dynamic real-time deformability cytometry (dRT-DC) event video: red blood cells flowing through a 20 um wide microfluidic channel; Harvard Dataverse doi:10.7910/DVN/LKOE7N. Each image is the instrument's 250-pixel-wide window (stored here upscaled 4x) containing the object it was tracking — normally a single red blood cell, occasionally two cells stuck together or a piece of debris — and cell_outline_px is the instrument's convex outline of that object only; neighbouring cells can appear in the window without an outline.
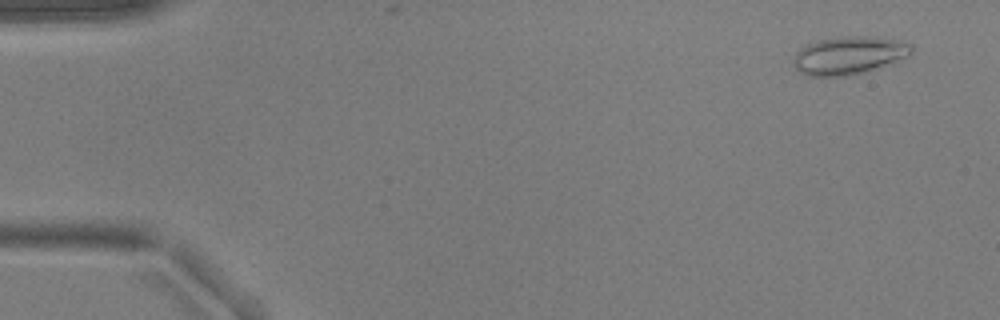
{"species": "common noctule bat (a hibernating species)", "species_latin": "Nyctalus noctula", "temperature_condition": "warm", "stored_images_in_passage": 55, "camera_frame_rate_fps": 3000, "um_per_image_px": 0.085, "animal": {"sex": "male", "body_mass_g": 17.9, "forearm_length_mm": 54.2}, "frame": {"image": 1, "passage_image": 4, "time_ms": 1.0, "image_size_px": [1000, 320], "cell_outline_px": [[912, 52], [908, 56], [860, 72], [844, 76], [808, 76], [800, 72], [792, 64], [796, 52], [800, 48], [808, 44], [820, 40], [844, 36], [876, 36], [904, 40], [912, 44]], "centroid_in_image_um": [72.15, 4.67], "position_along_channel_um": 12.9, "area_um2": 25.84}}
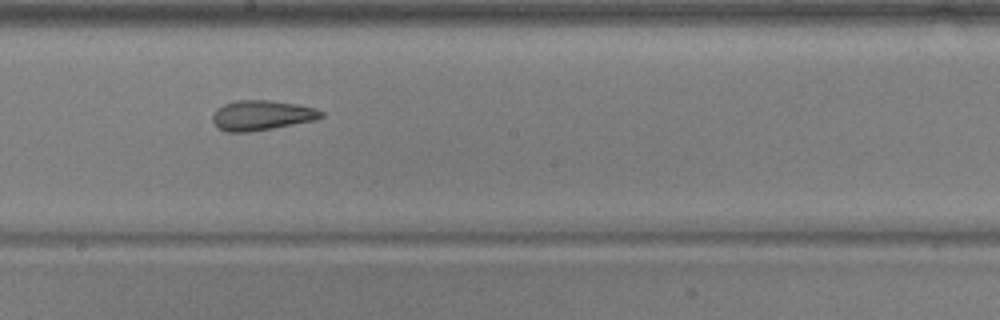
{"frame": {"image": 2, "passage_image": 31, "time_ms": 10.0, "image_size_px": [1000, 320], "cell_outline_px": [[324, 116], [316, 120], [272, 128], [248, 132], [224, 132], [216, 128], [212, 120], [212, 116], [216, 108], [224, 104], [236, 100], [272, 100], [296, 104], [316, 108], [324, 112]], "centroid_in_image_um": [22.22, 9.8], "position_along_channel_um": 226.0, "area_um2": 19.19}}
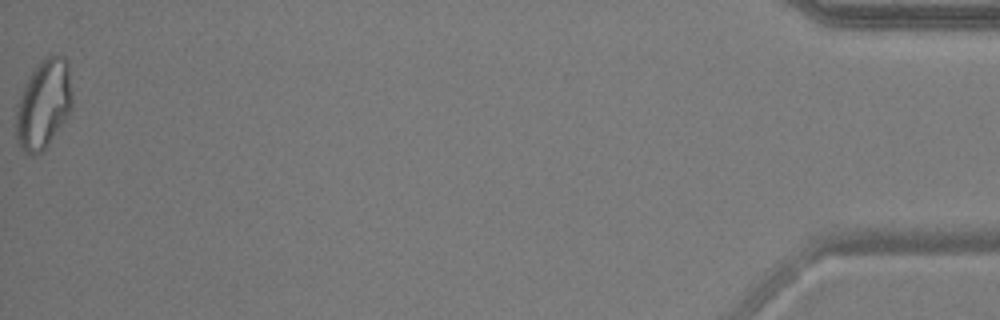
{"frame": {"image": 3, "passage_image": 55, "time_ms": 18.0, "image_size_px": [1000, 320], "cell_outline_px": [[72, 108], [48, 144], [40, 152], [32, 156], [24, 152], [16, 140], [16, 104], [24, 84], [40, 60], [48, 52], [56, 52], [64, 56], [68, 64], [72, 96]], "centroid_in_image_um": [3.69, 8.79], "position_along_channel_um": 431.5, "area_um2": 29.48}, "authors_computed_cell_mechanics": {"area_um2": 22.253, "velocity_mm_per_s": 3.7382, "shape_relaxation_time_tau1_ms": null, "shape_relaxation_time_tau2_ms": 1.4761, "deformation_change_tau1": null, "deformation_change_tau2": 0.0995}}